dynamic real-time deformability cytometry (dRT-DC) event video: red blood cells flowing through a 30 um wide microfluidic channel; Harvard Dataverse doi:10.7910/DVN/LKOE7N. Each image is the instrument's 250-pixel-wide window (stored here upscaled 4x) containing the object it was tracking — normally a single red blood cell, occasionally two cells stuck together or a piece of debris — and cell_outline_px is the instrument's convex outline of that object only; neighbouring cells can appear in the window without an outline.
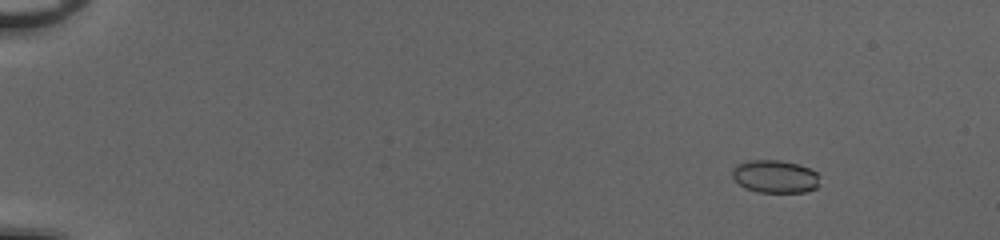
{"species": "common noctule bat (a hibernating species)", "species_latin": "Nyctalus noctula", "temperature_condition": "cold", "stored_images_in_passage": 54, "camera_frame_rate_fps": 3000, "um_per_image_px": 0.085, "animal": {"sex": "female", "body_mass_g": 20.0, "forearm_length_mm": 54.0}, "frame": {"image": 1, "passage_image": 8, "time_ms": 2.333, "image_size_px": [1000, 240], "cell_outline_px": [[820, 184], [816, 188], [804, 192], [756, 192], [744, 188], [732, 176], [732, 168], [736, 164], [748, 160], [780, 160], [800, 164], [816, 172], [820, 176]], "centroid_in_image_um": [65.89, 15.0], "position_along_channel_um": 19.1, "area_um2": 16.99}}
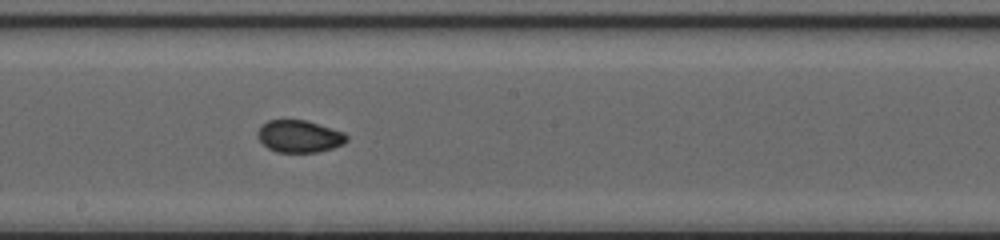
{"frame": {"image": 2, "passage_image": 33, "time_ms": 10.667, "image_size_px": [1000, 240], "cell_outline_px": [[348, 140], [344, 144], [332, 148], [316, 152], [276, 152], [268, 148], [256, 136], [256, 132], [260, 124], [268, 120], [304, 120], [344, 132], [348, 136]], "centroid_in_image_um": [25.41, 11.58], "position_along_channel_um": 222.8, "area_um2": 16.76}}
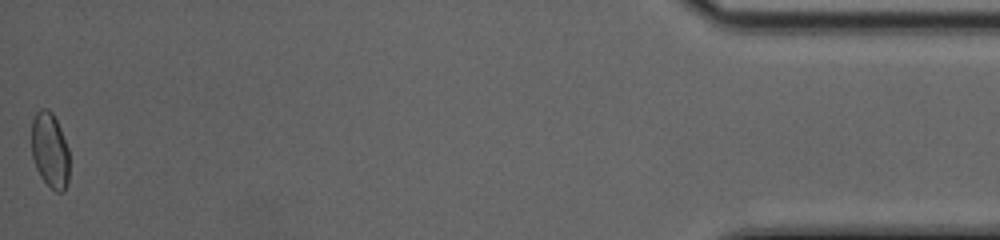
{"frame": {"image": 3, "passage_image": 54, "time_ms": 17.667, "image_size_px": [1000, 240], "cell_outline_px": [[68, 180], [64, 188], [60, 192], [56, 192], [40, 176], [36, 168], [32, 156], [32, 120], [36, 112], [40, 108], [48, 108], [52, 112], [60, 128], [68, 148]], "centroid_in_image_um": [4.23, 12.73], "position_along_channel_um": 431.0, "area_um2": 16.42}, "authors_computed_cell_mechanics": {"area_um2": 16.7331, "velocity_mm_per_s": 4.1336, "shape_relaxation_time_tau1_ms": 5.7456, "shape_relaxation_time_tau2_ms": 0.8815, "deformation_change_tau1": 0.1207, "deformation_change_tau2": 0.0407}}